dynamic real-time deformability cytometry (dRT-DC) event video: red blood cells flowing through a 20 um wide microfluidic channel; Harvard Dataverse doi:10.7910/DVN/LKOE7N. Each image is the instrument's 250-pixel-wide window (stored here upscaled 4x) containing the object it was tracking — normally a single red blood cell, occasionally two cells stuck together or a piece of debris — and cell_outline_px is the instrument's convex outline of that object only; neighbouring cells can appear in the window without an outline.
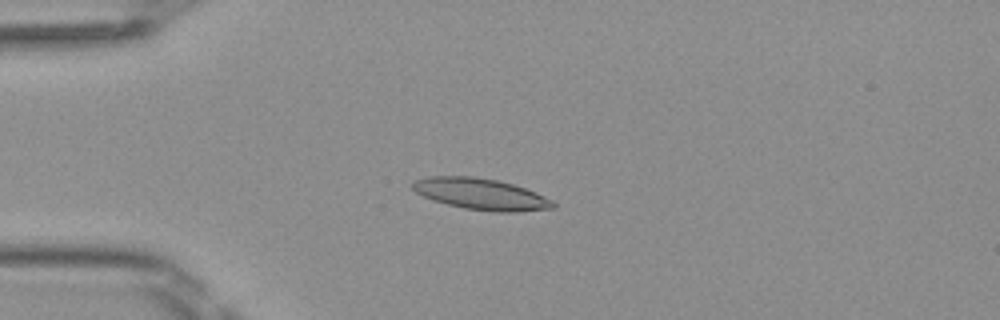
{"species": "Egyptian fruit bat (a non-hibernating species)", "species_latin": "Rousettus aegyptiacus", "temperature_condition": "room temperature", "stored_images_in_passage": 43, "camera_frame_rate_fps": 3000, "um_per_image_px": 0.085, "frame": {"image": 1, "passage_image": 6, "time_ms": 1.667, "image_size_px": [1000, 320], "cell_outline_px": [[556, 204], [552, 208], [508, 212], [500, 212], [464, 208], [448, 204], [424, 196], [416, 192], [412, 188], [412, 184], [416, 180], [432, 176], [472, 176], [496, 180], [512, 184], [524, 188], [544, 196]], "centroid_in_image_um": [40.86, 16.48], "position_along_channel_um": 44.1, "area_um2": 24.97}}
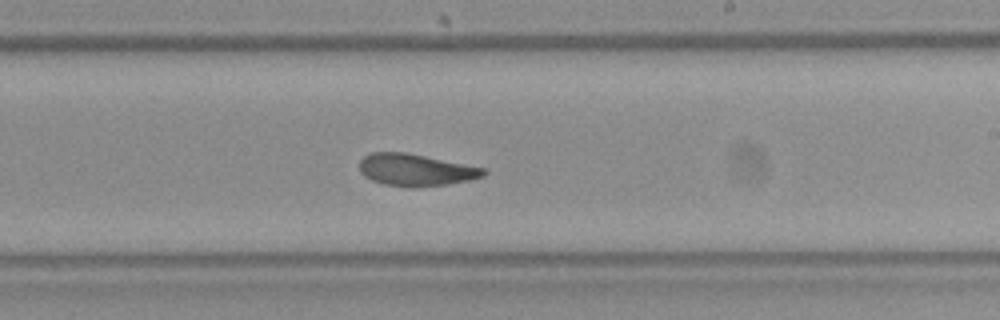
{"frame": {"image": 2, "passage_image": 23, "time_ms": 7.333, "image_size_px": [1000, 320], "cell_outline_px": [[488, 172], [484, 176], [468, 180], [448, 184], [384, 184], [372, 180], [364, 176], [360, 172], [360, 160], [364, 156], [372, 152], [404, 152], [484, 168]], "centroid_in_image_um": [35.31, 14.4], "position_along_channel_um": 253.7, "area_um2": 22.08}}
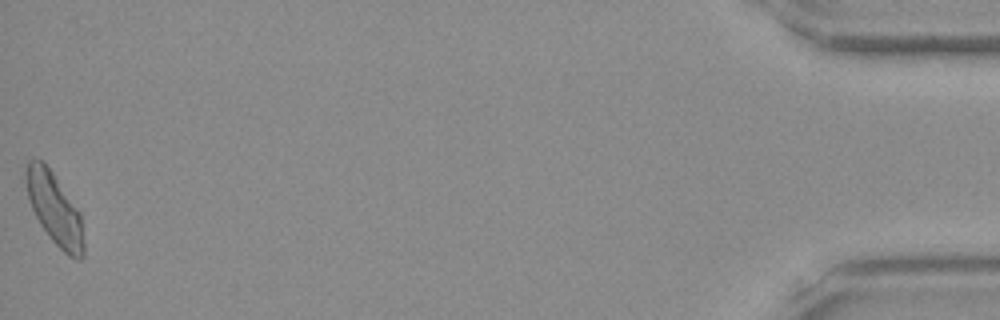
{"frame": {"image": 3, "passage_image": 43, "time_ms": 14.0, "image_size_px": [1000, 320], "cell_outline_px": [[84, 256], [80, 260], [68, 256], [52, 240], [40, 224], [32, 208], [28, 196], [24, 176], [24, 172], [28, 160], [44, 160], [80, 212], [84, 244]], "centroid_in_image_um": [4.63, 17.74], "position_along_channel_um": 430.6, "area_um2": 24.04}, "authors_computed_cell_mechanics": {"area_um2": 23.3512, "velocity_mm_per_s": 4.0893, "shape_relaxation_time_tau1_ms": null, "shape_relaxation_time_tau2_ms": 3.0999, "deformation_change_tau1": null, "deformation_change_tau2": 0.1042}}